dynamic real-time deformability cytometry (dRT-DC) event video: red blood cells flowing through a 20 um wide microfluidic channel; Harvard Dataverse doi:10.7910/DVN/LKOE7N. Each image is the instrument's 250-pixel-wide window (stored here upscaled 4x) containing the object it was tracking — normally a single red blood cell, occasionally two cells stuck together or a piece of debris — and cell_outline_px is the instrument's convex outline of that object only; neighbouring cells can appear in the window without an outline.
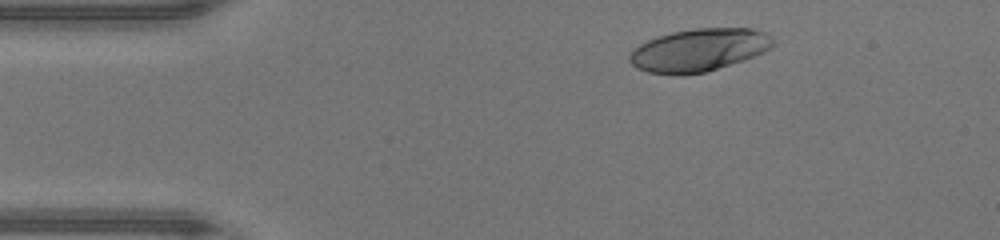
{"species": "human", "species_latin": "Homo sapiens", "temperature_condition": "warm", "stored_images_in_passage": 40, "camera_frame_rate_fps": 3000, "um_per_image_px": 0.085, "donor": {"sex": "male"}, "frame": {"image": 1, "passage_image": 5, "time_ms": 1.333, "image_size_px": [1000, 240], "cell_outline_px": [[776, 44], [772, 48], [764, 52], [744, 60], [704, 72], [680, 76], [648, 72], [636, 68], [628, 60], [628, 56], [640, 44], [648, 40], [672, 32], [696, 28], [752, 28], [764, 32], [772, 36], [776, 40]], "centroid_in_image_um": [59.45, 4.26], "position_along_channel_um": 25.6, "area_um2": 35.89}}
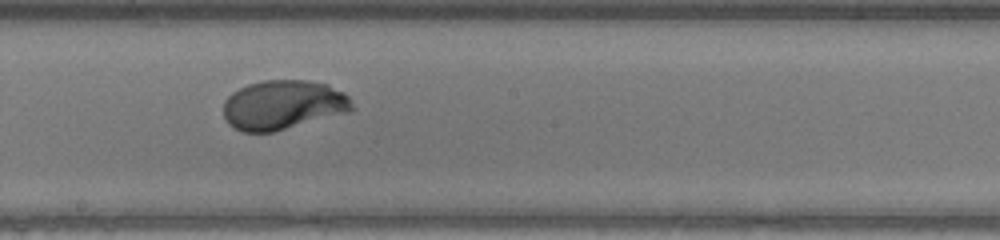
{"frame": {"image": 2, "passage_image": 23, "time_ms": 7.333, "image_size_px": [1000, 240], "cell_outline_px": [[356, 108], [348, 112], [272, 132], [244, 132], [228, 124], [224, 116], [224, 100], [232, 92], [248, 84], [264, 80], [304, 80], [328, 84], [344, 92], [352, 100]], "centroid_in_image_um": [24.08, 8.9], "position_along_channel_um": 224.1, "area_um2": 37.05}}
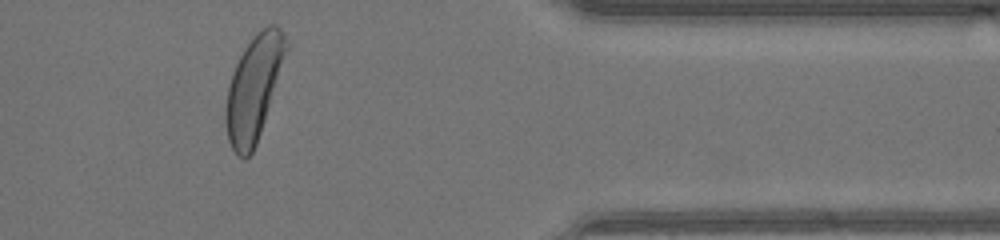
{"frame": {"image": 3, "passage_image": 36, "time_ms": 11.667, "image_size_px": [1000, 240], "cell_outline_px": [[292, 44], [256, 144], [252, 152], [248, 156], [240, 156], [232, 148], [228, 140], [224, 116], [228, 84], [232, 72], [244, 48], [256, 32], [260, 28], [268, 24], [276, 24], [280, 28]], "centroid_in_image_um": [21.62, 7.38], "position_along_channel_um": 389.8, "area_um2": 37.4}, "authors_computed_cell_mechanics": {"area_um2": 36.7319, "velocity_mm_per_s": 4.4123, "shape_relaxation_time_tau1_ms": 2.3833, "shape_relaxation_time_tau2_ms": null, "deformation_change_tau1": 0.1905, "deformation_change_tau2": null}}